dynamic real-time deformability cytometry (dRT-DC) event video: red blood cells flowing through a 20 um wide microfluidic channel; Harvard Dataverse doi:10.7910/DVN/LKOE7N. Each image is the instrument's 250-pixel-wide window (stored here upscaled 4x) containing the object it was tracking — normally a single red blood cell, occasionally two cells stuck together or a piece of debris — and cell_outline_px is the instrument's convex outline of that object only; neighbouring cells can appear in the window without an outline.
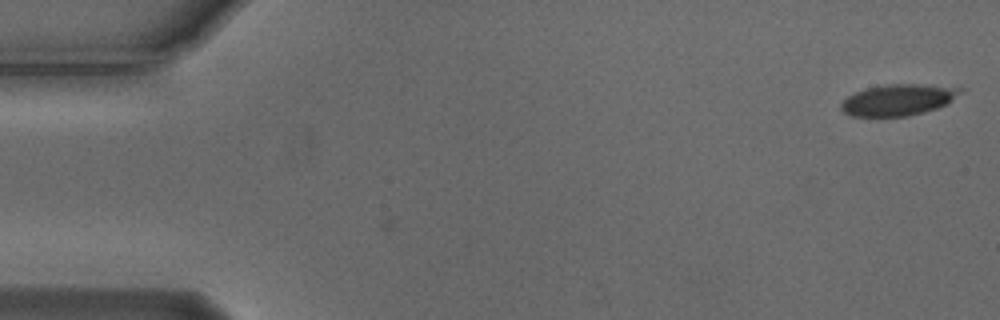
{"species": "Egyptian fruit bat (a non-hibernating species)", "species_latin": "Rousettus aegyptiacus", "temperature_condition": "cold", "stored_images_in_passage": 4, "camera_frame_rate_fps": 3000, "um_per_image_px": 0.085, "animal": {"sex": "male"}, "frame": {"image": 1, "passage_image": 4, "time_ms": 1.0, "image_size_px": [1000, 320], "cell_outline_px": [[964, 88], [948, 104], [924, 112], [908, 116], [852, 116], [844, 112], [840, 108], [840, 104], [848, 96], [856, 92], [868, 88], [888, 84], [916, 84]], "centroid_in_image_um": [76.34, 8.49], "position_along_channel_um": 8.7, "area_um2": 21.44}}